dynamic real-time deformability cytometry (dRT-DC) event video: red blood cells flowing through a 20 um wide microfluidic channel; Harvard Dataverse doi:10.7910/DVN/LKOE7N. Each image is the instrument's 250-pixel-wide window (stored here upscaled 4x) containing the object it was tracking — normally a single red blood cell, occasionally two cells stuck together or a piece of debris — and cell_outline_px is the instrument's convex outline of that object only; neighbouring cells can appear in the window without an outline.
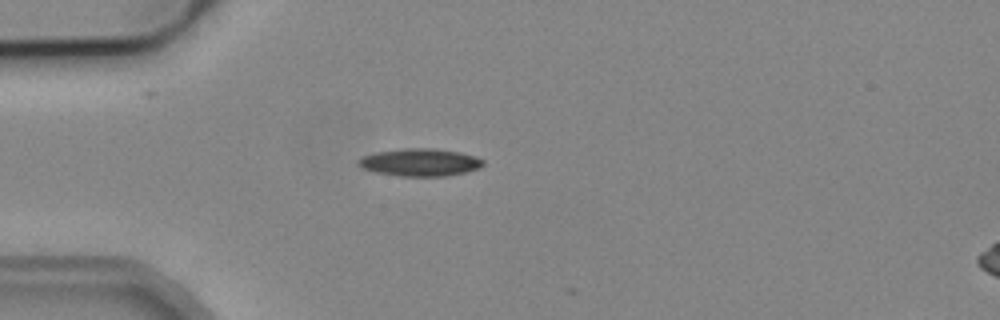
{"species": "common noctule bat (a hibernating species)", "species_latin": "Nyctalus noctula", "temperature_condition": "cold", "stored_images_in_passage": 5, "camera_frame_rate_fps": 3000, "um_per_image_px": 0.085, "animal": {"sex": "male", "body_mass_g": 19.2, "forearm_length_mm": 51.8}, "frame": {"image": 1, "passage_image": 1, "time_ms": 0.0, "image_size_px": [1000, 320], "cell_outline_px": [[484, 164], [480, 168], [448, 176], [400, 176], [376, 172], [364, 168], [356, 164], [356, 160], [360, 156], [376, 152], [404, 148], [432, 148], [460, 152], [476, 156], [484, 160]], "centroid_in_image_um": [35.69, 13.79], "position_along_channel_um": 49.3, "area_um2": 20.17}}